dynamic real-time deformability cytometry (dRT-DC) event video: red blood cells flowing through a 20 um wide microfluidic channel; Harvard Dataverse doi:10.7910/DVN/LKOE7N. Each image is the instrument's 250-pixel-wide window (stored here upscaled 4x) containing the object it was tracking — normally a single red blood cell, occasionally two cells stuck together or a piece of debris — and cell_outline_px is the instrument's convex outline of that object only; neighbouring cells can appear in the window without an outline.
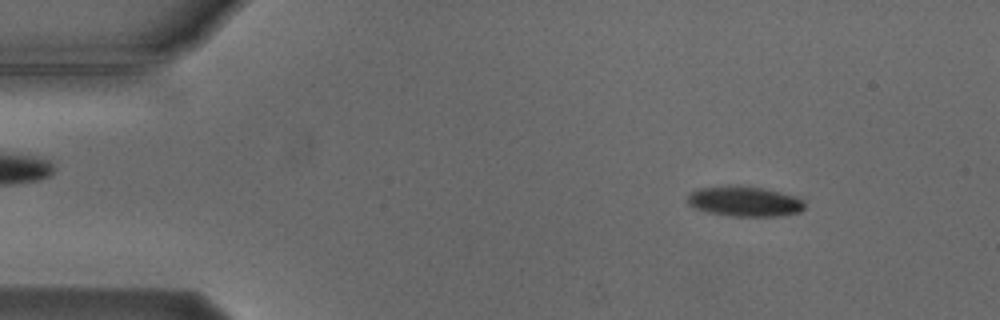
{"species": "Egyptian fruit bat (a non-hibernating species)", "species_latin": "Rousettus aegyptiacus", "temperature_condition": "cold", "stored_images_in_passage": 3, "camera_frame_rate_fps": 3000, "um_per_image_px": 0.085, "animal": {"sex": "male"}, "frame": {"image": 1, "passage_image": 1, "time_ms": 0.0, "image_size_px": [1000, 320], "cell_outline_px": [[804, 208], [800, 212], [776, 216], [732, 216], [708, 212], [692, 208], [688, 204], [688, 196], [696, 188], [728, 184], [768, 188], [796, 196], [804, 204]], "centroid_in_image_um": [63.25, 17.09], "position_along_channel_um": 21.8, "area_um2": 20.92}}